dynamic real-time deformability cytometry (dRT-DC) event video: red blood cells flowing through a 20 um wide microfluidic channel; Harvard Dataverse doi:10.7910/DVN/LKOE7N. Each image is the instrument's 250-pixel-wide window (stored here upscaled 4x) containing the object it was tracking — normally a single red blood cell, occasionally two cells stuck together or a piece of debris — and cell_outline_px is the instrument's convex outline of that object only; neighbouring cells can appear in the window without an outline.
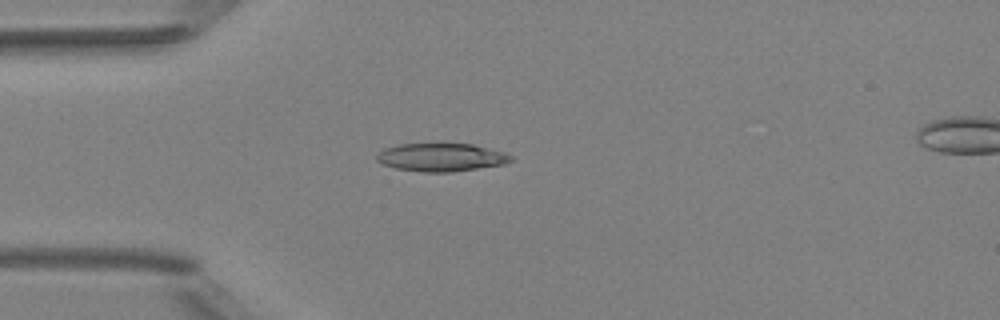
{"species": "Egyptian fruit bat (a non-hibernating species)", "species_latin": "Rousettus aegyptiacus", "temperature_condition": "room temperature", "stored_images_in_passage": 2, "camera_frame_rate_fps": 3000, "um_per_image_px": 0.085, "animal": {"sex": "female"}, "frame": {"image": 1, "passage_image": 1, "time_ms": 0.0, "image_size_px": [1000, 320], "cell_outline_px": [[512, 160], [504, 164], [452, 172], [424, 172], [396, 168], [384, 164], [376, 160], [376, 156], [384, 148], [400, 144], [440, 140], [472, 144], [504, 152], [512, 156]], "centroid_in_image_um": [37.49, 13.31], "position_along_channel_um": 47.5, "area_um2": 22.77}}